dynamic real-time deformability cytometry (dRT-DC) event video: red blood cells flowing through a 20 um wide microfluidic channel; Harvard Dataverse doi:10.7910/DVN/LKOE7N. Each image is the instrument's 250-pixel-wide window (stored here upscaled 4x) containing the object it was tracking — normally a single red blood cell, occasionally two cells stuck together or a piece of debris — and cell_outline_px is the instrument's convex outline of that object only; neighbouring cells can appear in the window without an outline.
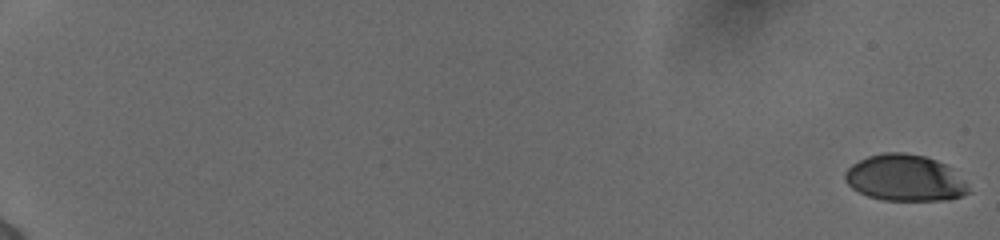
{"species": "human", "species_latin": "Homo sapiens", "temperature_condition": "cold", "stored_images_in_passage": 57, "camera_frame_rate_fps": 3000, "um_per_image_px": 0.085, "donor": {"sex": "female"}, "frame": {"image": 1, "passage_image": 1, "time_ms": 0.0, "image_size_px": [1000, 240], "cell_outline_px": [[972, 192], [948, 200], [884, 200], [868, 196], [852, 188], [844, 180], [844, 172], [852, 164], [868, 156], [880, 152], [904, 152], [924, 156], [936, 160], [944, 164], [964, 180], [968, 184]], "centroid_in_image_um": [76.91, 15.13], "position_along_channel_um": 8.1, "area_um2": 33.41}}
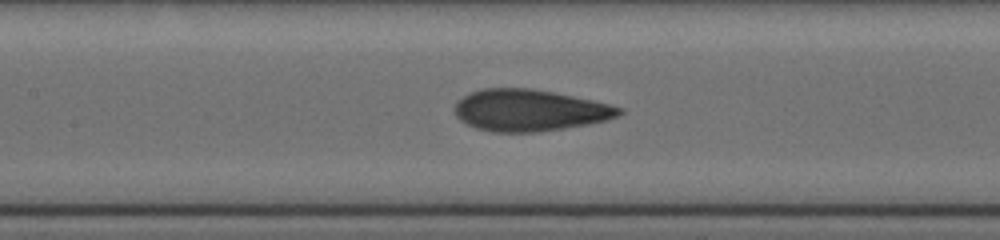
{"frame": {"image": 2, "passage_image": 31, "time_ms": 10.0, "image_size_px": [1000, 240], "cell_outline_px": [[624, 112], [608, 120], [588, 124], [564, 128], [536, 132], [492, 132], [476, 128], [460, 120], [456, 116], [456, 104], [468, 92], [484, 88], [532, 88], [592, 100], [608, 104], [620, 108]], "centroid_in_image_um": [44.99, 9.38], "position_along_channel_um": 162.4, "area_um2": 39.59}}
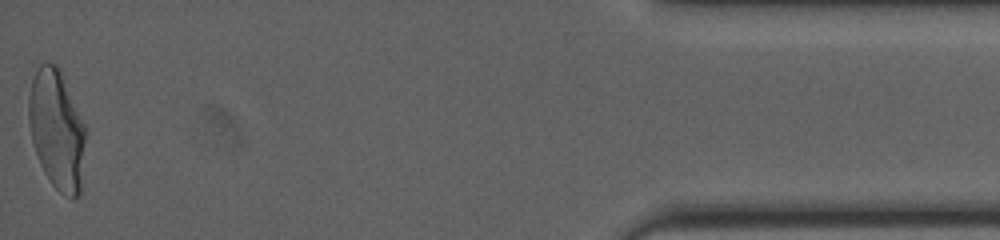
{"frame": {"image": 3, "passage_image": 57, "time_ms": 18.667, "image_size_px": [1000, 240], "cell_outline_px": [[84, 144], [80, 192], [72, 200], [60, 192], [52, 184], [44, 172], [40, 164], [32, 140], [28, 124], [28, 96], [32, 80], [40, 64], [56, 64], [60, 68], [84, 124]], "centroid_in_image_um": [4.8, 11.01], "position_along_channel_um": 430.4, "area_um2": 39.13}, "authors_computed_cell_mechanics": {"area_um2": 38.2636, "velocity_mm_per_s": 3.875, "shape_relaxation_time_tau1_ms": 4.9814, "shape_relaxation_time_tau2_ms": 0.7973, "deformation_change_tau1": 0.1951, "deformation_change_tau2": 0.0674}}